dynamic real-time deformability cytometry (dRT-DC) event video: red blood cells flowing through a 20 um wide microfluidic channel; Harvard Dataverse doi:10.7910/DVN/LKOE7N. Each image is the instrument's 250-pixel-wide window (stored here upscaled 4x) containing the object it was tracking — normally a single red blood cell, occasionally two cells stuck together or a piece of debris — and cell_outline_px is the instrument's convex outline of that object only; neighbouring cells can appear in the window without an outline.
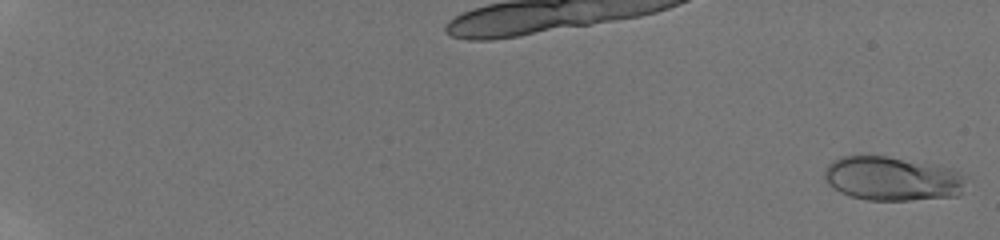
{"species": "human", "species_latin": "Homo sapiens", "temperature_condition": "room temperature", "stored_images_in_passage": 29, "camera_frame_rate_fps": 3000, "um_per_image_px": 0.085, "donor": {"sex": "male"}, "frame": {"image": 1, "passage_image": 2, "time_ms": 0.333, "image_size_px": [1000, 240], "cell_outline_px": [[964, 176], [960, 192], [956, 196], [908, 200], [868, 200], [848, 196], [840, 192], [828, 184], [824, 180], [824, 172], [828, 164], [832, 160], [840, 156], [884, 156], [940, 164], [952, 168], [960, 172]], "centroid_in_image_um": [75.8, 15.17], "position_along_channel_um": 9.2, "area_um2": 36.53}}
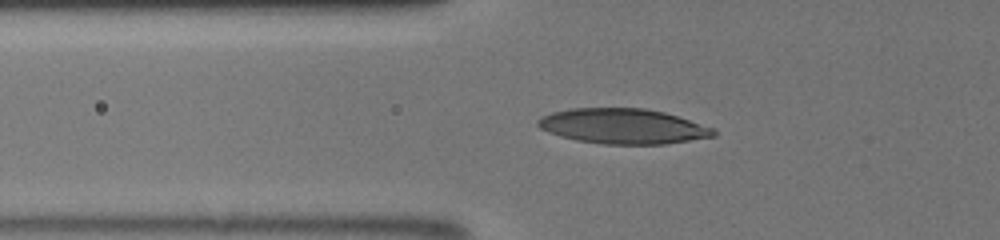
{"frame": {"image": 2, "passage_image": 20, "time_ms": 7.667, "image_size_px": [1000, 240], "cell_outline_px": [[716, 136], [664, 144], [604, 144], [576, 140], [560, 136], [548, 132], [540, 128], [536, 124], [536, 120], [552, 112], [572, 108], [644, 108], [664, 112], [712, 128], [716, 132]], "centroid_in_image_um": [52.91, 10.73], "position_along_channel_um": 72.9, "area_um2": 35.72}}
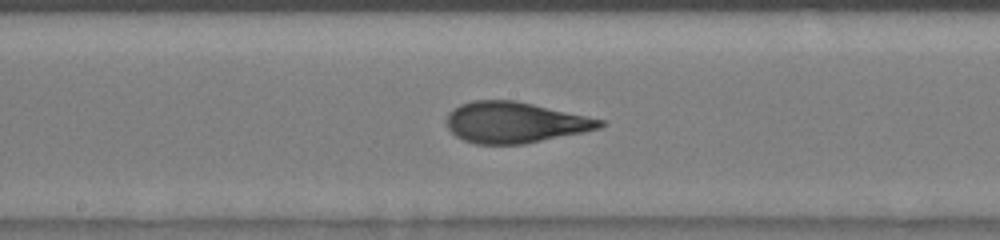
{"frame": {"image": 3, "passage_image": 28, "time_ms": 11.0, "image_size_px": [1000, 240], "cell_outline_px": [[608, 124], [600, 128], [584, 132], [524, 144], [476, 144], [464, 140], [456, 136], [448, 128], [448, 112], [452, 108], [460, 104], [472, 100], [516, 100], [604, 120]], "centroid_in_image_um": [43.77, 10.4], "position_along_channel_um": 204.4, "area_um2": 36.59}}